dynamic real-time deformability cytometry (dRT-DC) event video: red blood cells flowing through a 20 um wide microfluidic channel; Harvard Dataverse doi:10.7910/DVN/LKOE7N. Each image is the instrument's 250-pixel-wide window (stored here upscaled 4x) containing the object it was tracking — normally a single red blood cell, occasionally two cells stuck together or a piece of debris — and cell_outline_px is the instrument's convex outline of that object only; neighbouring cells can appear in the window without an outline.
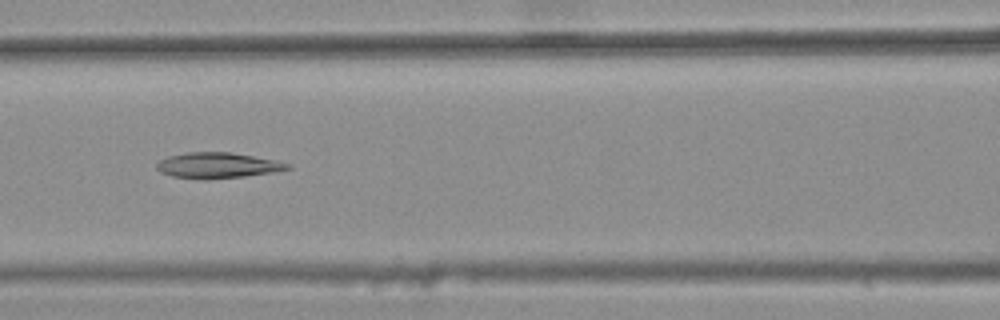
{"species": "common noctule bat (a hibernating species)", "species_latin": "Nyctalus noctula", "temperature_condition": "warm", "stored_images_in_passage": 46, "camera_frame_rate_fps": 3000, "um_per_image_px": 0.085, "animal": {"sex": "female", "body_mass_g": 25.1}, "frame": {"image": 1, "passage_image": 23, "time_ms": 7.333, "image_size_px": [1000, 320], "cell_outline_px": [[292, 168], [272, 172], [244, 176], [204, 180], [172, 176], [160, 172], [156, 168], [156, 164], [160, 160], [168, 156], [188, 152], [232, 152], [292, 164]], "centroid_in_image_um": [18.46, 14.06], "position_along_channel_um": 148.1, "area_um2": 19.48}}
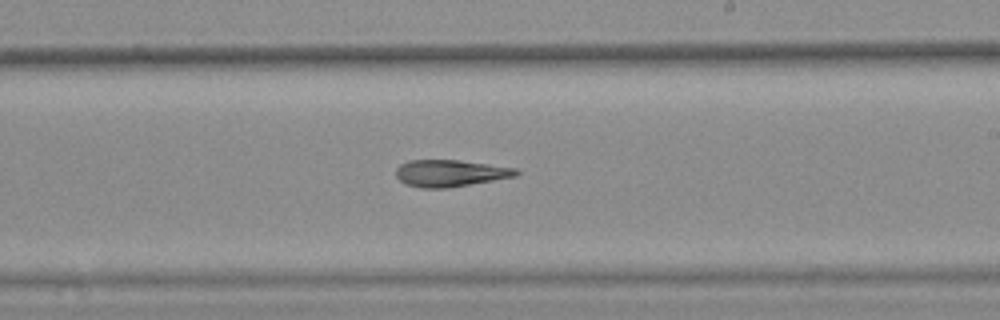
{"frame": {"image": 2, "passage_image": 31, "time_ms": 10.0, "image_size_px": [1000, 320], "cell_outline_px": [[520, 172], [516, 176], [448, 188], [424, 188], [404, 184], [396, 176], [396, 168], [400, 164], [408, 160], [460, 160], [516, 168]], "centroid_in_image_um": [38.24, 14.72], "position_along_channel_um": 250.8, "area_um2": 18.79}}
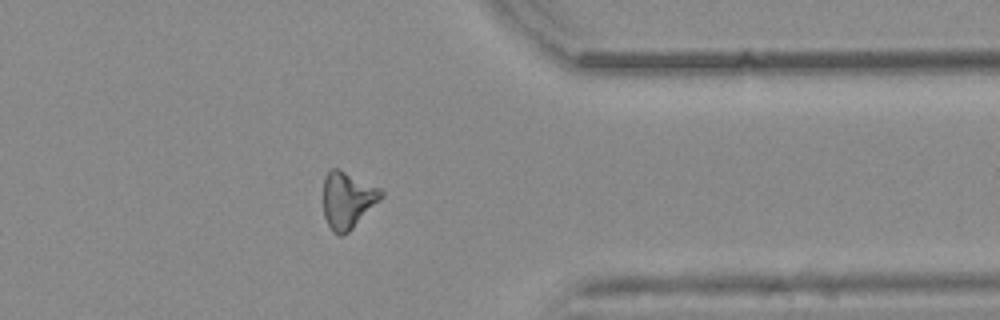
{"frame": {"image": 3, "passage_image": 42, "time_ms": 13.667, "image_size_px": [1000, 320], "cell_outline_px": [[384, 196], [348, 232], [340, 236], [332, 232], [324, 216], [324, 176], [332, 168], [340, 168], [380, 188], [384, 192]], "centroid_in_image_um": [29.54, 16.98], "position_along_channel_um": 381.9, "area_um2": 19.07}}